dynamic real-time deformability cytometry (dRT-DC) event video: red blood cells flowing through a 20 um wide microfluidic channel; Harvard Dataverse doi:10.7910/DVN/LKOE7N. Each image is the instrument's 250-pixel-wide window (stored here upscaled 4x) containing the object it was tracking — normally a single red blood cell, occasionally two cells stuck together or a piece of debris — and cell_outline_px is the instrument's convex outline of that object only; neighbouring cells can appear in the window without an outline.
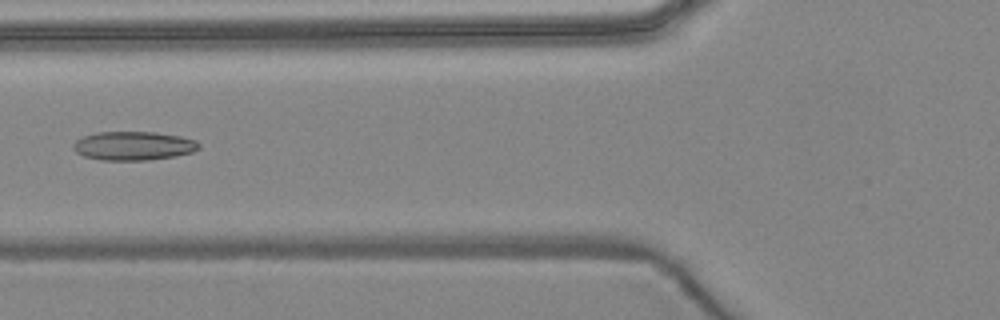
{"species": "common noctule bat (a hibernating species)", "species_latin": "Nyctalus noctula", "temperature_condition": "warm", "stored_images_in_passage": 3, "camera_frame_rate_fps": 3000, "um_per_image_px": 0.085, "animal": {"sex": "female", "body_mass_g": 24.6, "forearm_length_mm": 56.2}, "frame": {"image": 1, "passage_image": 3, "time_ms": 2.333, "image_size_px": [1000, 320], "cell_outline_px": [[200, 148], [192, 152], [176, 156], [148, 160], [100, 160], [84, 156], [76, 152], [72, 148], [72, 144], [76, 140], [84, 136], [96, 132], [156, 132], [180, 136], [196, 140], [200, 144]], "centroid_in_image_um": [11.34, 12.39], "position_along_channel_um": 114.5, "area_um2": 21.21}}